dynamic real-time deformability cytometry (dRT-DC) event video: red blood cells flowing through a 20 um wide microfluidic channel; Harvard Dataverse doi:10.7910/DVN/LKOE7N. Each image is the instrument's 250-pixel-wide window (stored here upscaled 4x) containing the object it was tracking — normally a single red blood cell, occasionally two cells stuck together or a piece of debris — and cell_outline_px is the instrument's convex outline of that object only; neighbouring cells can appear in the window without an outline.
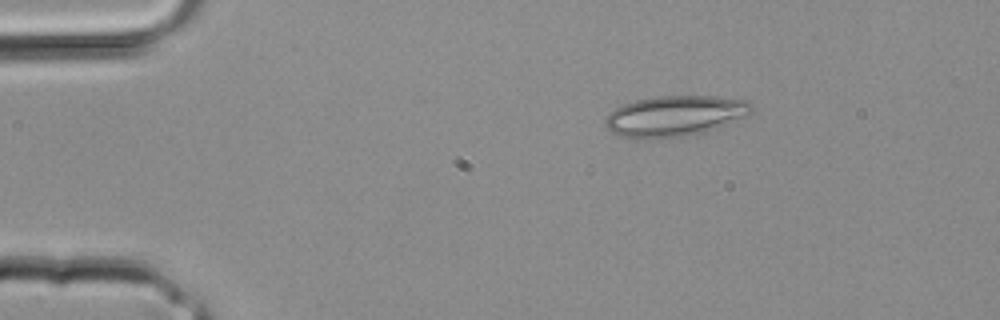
{"species": "common noctule bat (a hibernating species)", "species_latin": "Nyctalus noctula", "temperature_condition": "room temperature", "stored_images_in_passage": 2, "camera_frame_rate_fps": 3000, "um_per_image_px": 0.085, "animal": {"sex": "male", "body_mass_g": 20.4}, "frame": {"image": 1, "passage_image": 1, "time_ms": 0.0, "image_size_px": [1000, 320], "cell_outline_px": [[756, 108], [748, 116], [716, 128], [704, 132], [684, 136], [616, 136], [608, 132], [604, 124], [604, 120], [608, 112], [624, 104], [636, 100], [656, 96], [716, 96], [748, 100]], "centroid_in_image_um": [57.4, 9.82], "position_along_channel_um": 27.6, "area_um2": 34.45}}